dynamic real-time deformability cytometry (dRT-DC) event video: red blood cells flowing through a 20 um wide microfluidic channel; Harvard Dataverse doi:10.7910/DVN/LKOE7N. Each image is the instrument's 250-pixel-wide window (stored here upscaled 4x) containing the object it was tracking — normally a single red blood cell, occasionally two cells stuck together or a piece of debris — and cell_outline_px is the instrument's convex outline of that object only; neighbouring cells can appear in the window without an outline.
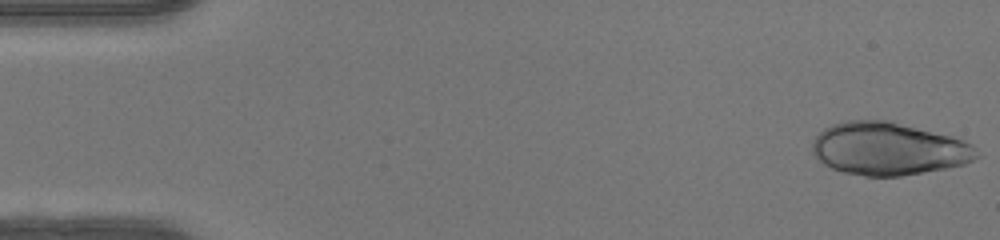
{"species": "human", "species_latin": "Homo sapiens", "temperature_condition": "warm", "stored_images_in_passage": 48, "camera_frame_rate_fps": 3000, "um_per_image_px": 0.085, "donor": {"sex": "female"}, "frame": {"image": 1, "passage_image": 1, "time_ms": 0.0, "image_size_px": [1000, 240], "cell_outline_px": [[980, 156], [964, 164], [944, 168], [900, 176], [864, 176], [844, 172], [832, 168], [824, 164], [812, 152], [812, 140], [824, 128], [832, 124], [844, 120], [888, 120], [952, 136], [964, 140], [972, 144], [976, 148]], "centroid_in_image_um": [75.51, 12.63], "position_along_channel_um": 9.5, "area_um2": 50.52}}
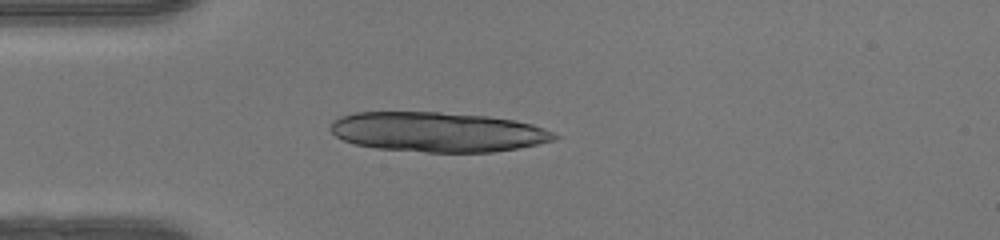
{"frame": {"image": 2, "passage_image": 13, "time_ms": 4.0, "image_size_px": [1000, 240], "cell_outline_px": [[560, 136], [556, 140], [516, 148], [492, 152], [428, 152], [376, 148], [356, 144], [344, 140], [336, 136], [328, 128], [328, 124], [332, 120], [340, 116], [352, 112], [440, 112], [488, 116], [512, 120], [532, 124], [544, 128]], "centroid_in_image_um": [37.16, 11.21], "position_along_channel_um": 47.8, "area_um2": 52.02}}